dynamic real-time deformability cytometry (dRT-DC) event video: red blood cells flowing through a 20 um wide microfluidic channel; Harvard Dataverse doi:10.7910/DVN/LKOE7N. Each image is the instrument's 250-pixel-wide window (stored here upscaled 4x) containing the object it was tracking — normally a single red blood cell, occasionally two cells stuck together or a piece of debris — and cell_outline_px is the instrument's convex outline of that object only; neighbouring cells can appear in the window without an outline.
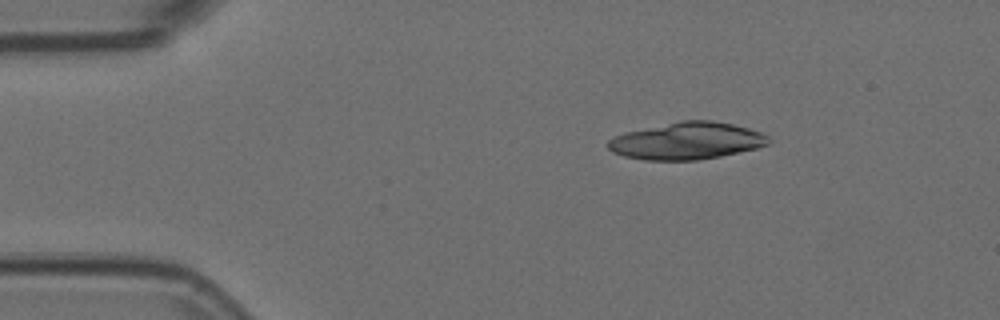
{"species": "Egyptian fruit bat (a non-hibernating species)", "species_latin": "Rousettus aegyptiacus", "temperature_condition": "room temperature", "stored_images_in_passage": 2, "camera_frame_rate_fps": 3000, "um_per_image_px": 0.085, "animal": {"sex": "female"}, "frame": {"image": 1, "passage_image": 1, "time_ms": 0.0, "image_size_px": [1000, 320], "cell_outline_px": [[772, 140], [768, 144], [756, 148], [720, 156], [696, 160], [644, 160], [624, 156], [612, 152], [608, 148], [608, 140], [624, 132], [680, 120], [712, 120], [732, 124], [748, 128], [760, 132], [768, 136]], "centroid_in_image_um": [58.37, 11.97], "position_along_channel_um": 26.6, "area_um2": 34.68}}